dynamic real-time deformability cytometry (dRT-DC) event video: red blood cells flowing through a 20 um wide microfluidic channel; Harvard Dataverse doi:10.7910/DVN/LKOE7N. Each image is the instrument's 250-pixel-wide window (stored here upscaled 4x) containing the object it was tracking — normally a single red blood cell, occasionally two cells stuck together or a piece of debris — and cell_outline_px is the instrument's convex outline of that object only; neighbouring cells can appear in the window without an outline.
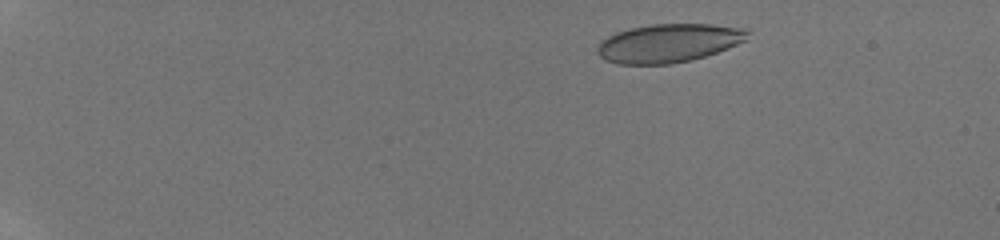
{"species": "human", "species_latin": "Homo sapiens", "temperature_condition": "room temperature", "stored_images_in_passage": 49, "camera_frame_rate_fps": 3000, "um_per_image_px": 0.085, "donor": {"sex": "male"}, "frame": {"image": 1, "passage_image": 8, "time_ms": 2.0, "image_size_px": [1000, 240], "cell_outline_px": [[748, 40], [728, 48], [692, 60], [672, 64], [616, 64], [600, 56], [596, 52], [596, 44], [608, 36], [616, 32], [632, 28], [652, 24], [712, 24], [748, 28]], "centroid_in_image_um": [56.85, 3.66], "position_along_channel_um": 28.2, "area_um2": 33.93}}
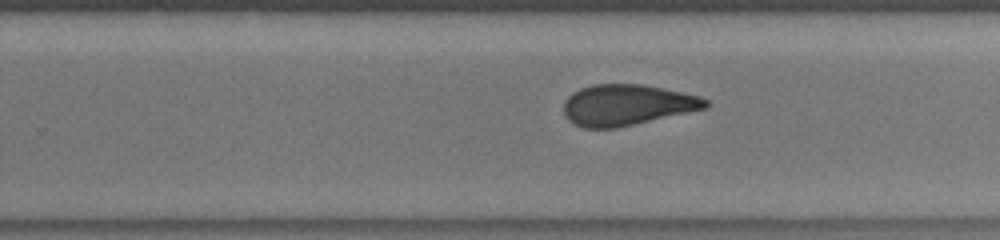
{"frame": {"image": 2, "passage_image": 29, "time_ms": 11.667, "image_size_px": [1000, 240], "cell_outline_px": [[712, 104], [708, 108], [616, 128], [584, 128], [572, 124], [564, 116], [564, 100], [572, 92], [580, 88], [592, 84], [644, 84], [700, 96], [708, 100]], "centroid_in_image_um": [53.28, 8.92], "position_along_channel_um": 276.5, "area_um2": 34.16}}
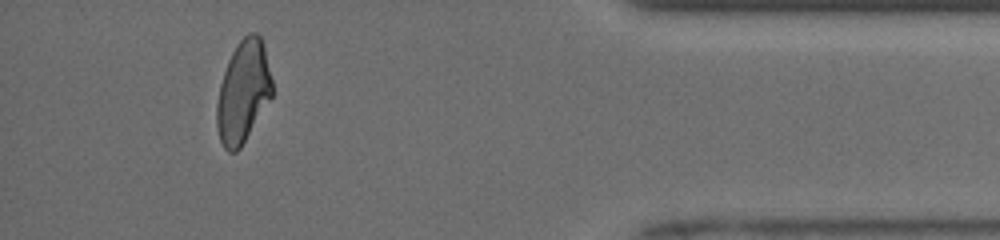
{"frame": {"image": 3, "passage_image": 45, "time_ms": 16.0, "image_size_px": [1000, 240], "cell_outline_px": [[276, 92], [240, 148], [236, 152], [228, 152], [224, 148], [220, 140], [216, 128], [216, 104], [220, 84], [228, 60], [236, 44], [248, 32], [256, 32], [260, 36], [264, 48]], "centroid_in_image_um": [20.69, 7.81], "position_along_channel_um": 414.5, "area_um2": 33.41}, "authors_computed_cell_mechanics": {"area_um2": 34.102, "velocity_mm_per_s": 3.952, "shape_relaxation_time_tau1_ms": 8.0446, "shape_relaxation_time_tau2_ms": 1.237, "deformation_change_tau1": 0.1753, "deformation_change_tau2": 0.0633}}